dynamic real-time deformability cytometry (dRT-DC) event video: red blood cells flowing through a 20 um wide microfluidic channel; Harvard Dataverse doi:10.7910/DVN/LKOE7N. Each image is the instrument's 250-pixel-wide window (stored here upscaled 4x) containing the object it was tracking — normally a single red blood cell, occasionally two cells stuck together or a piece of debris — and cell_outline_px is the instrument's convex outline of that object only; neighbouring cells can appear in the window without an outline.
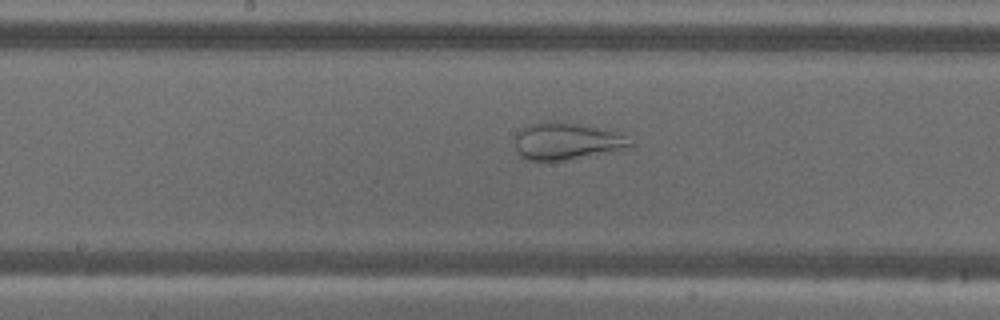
{"species": "common noctule bat (a hibernating species)", "species_latin": "Nyctalus noctula", "temperature_condition": "warm", "stored_images_in_passage": 53, "camera_frame_rate_fps": 3000, "um_per_image_px": 0.085, "animal": {"sex": "male", "body_mass_g": 18.8}, "frame": {"image": 1, "passage_image": 26, "time_ms": 8.333, "image_size_px": [1000, 320], "cell_outline_px": [[632, 148], [612, 152], [568, 160], [524, 160], [520, 156], [516, 148], [516, 136], [520, 128], [528, 124], [580, 124], [616, 132], [624, 136], [632, 144]], "centroid_in_image_um": [48.18, 12.05], "position_along_channel_um": 200.0, "area_um2": 24.28}}
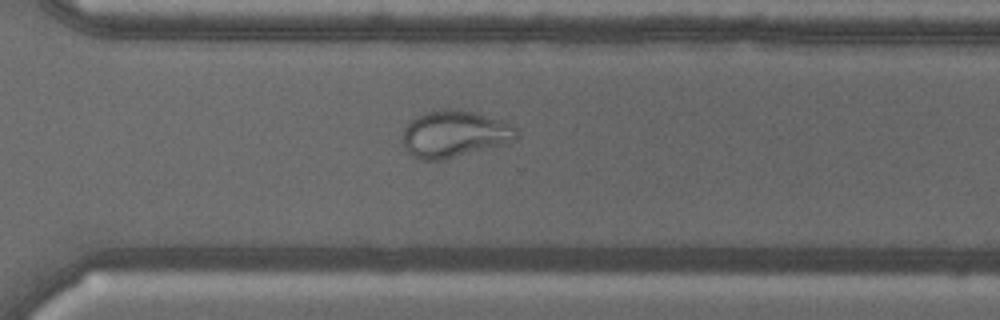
{"frame": {"image": 2, "passage_image": 37, "time_ms": 12.0, "image_size_px": [1000, 320], "cell_outline_px": [[520, 136], [516, 140], [508, 144], [444, 160], [420, 160], [412, 156], [404, 148], [404, 128], [408, 120], [424, 112], [444, 108], [460, 108], [476, 112], [512, 124], [516, 128]], "centroid_in_image_um": [38.66, 11.38], "position_along_channel_um": 331.9, "area_um2": 31.91}}
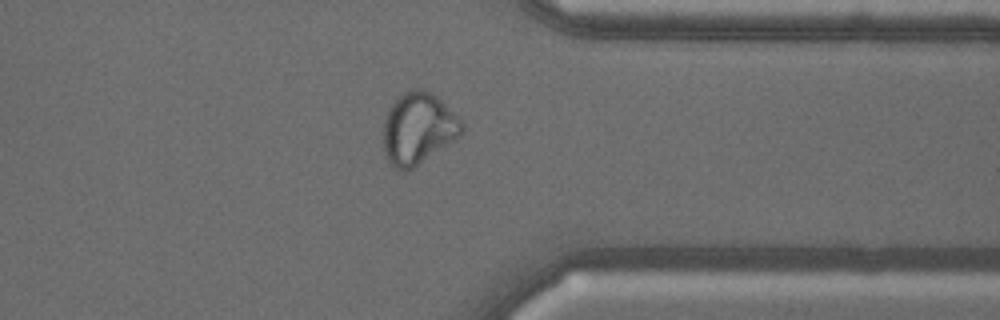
{"frame": {"image": 3, "passage_image": 41, "time_ms": 13.333, "image_size_px": [1000, 320], "cell_outline_px": [[464, 128], [460, 136], [408, 172], [400, 172], [392, 168], [384, 152], [384, 120], [392, 104], [404, 92], [416, 88], [420, 88], [432, 92], [464, 124]], "centroid_in_image_um": [35.53, 10.97], "position_along_channel_um": 375.9, "area_um2": 32.6}}